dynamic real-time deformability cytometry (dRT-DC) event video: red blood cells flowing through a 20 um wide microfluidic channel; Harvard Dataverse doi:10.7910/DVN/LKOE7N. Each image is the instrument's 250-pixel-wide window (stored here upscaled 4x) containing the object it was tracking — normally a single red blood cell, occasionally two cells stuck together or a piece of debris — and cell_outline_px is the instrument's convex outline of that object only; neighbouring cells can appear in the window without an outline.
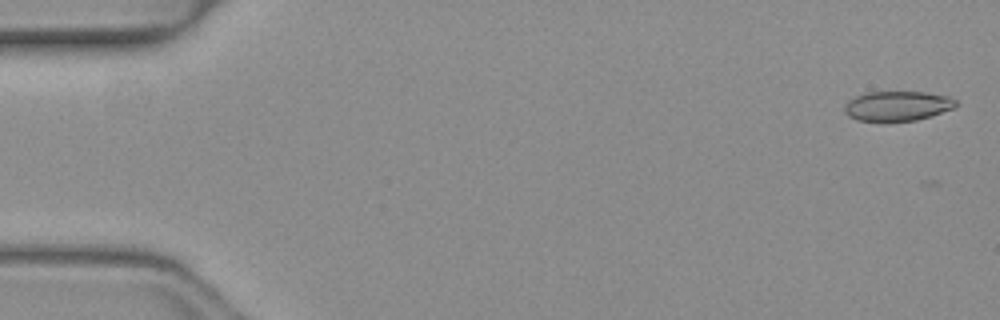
{"species": "common noctule bat (a hibernating species)", "species_latin": "Nyctalus noctula", "temperature_condition": "warm", "stored_images_in_passage": 11, "camera_frame_rate_fps": 3000, "um_per_image_px": 0.085, "animal": {"sex": "female", "body_mass_g": 19.3, "forearm_length_mm": 54.1}, "frame": {"image": 1, "passage_image": 2, "time_ms": 0.333, "image_size_px": [1000, 320], "cell_outline_px": [[960, 104], [956, 108], [932, 116], [916, 120], [880, 124], [856, 120], [848, 116], [844, 112], [844, 104], [848, 100], [864, 92], [924, 92], [948, 96], [956, 100]], "centroid_in_image_um": [76.26, 9.05], "position_along_channel_um": 8.7, "area_um2": 20.29}}